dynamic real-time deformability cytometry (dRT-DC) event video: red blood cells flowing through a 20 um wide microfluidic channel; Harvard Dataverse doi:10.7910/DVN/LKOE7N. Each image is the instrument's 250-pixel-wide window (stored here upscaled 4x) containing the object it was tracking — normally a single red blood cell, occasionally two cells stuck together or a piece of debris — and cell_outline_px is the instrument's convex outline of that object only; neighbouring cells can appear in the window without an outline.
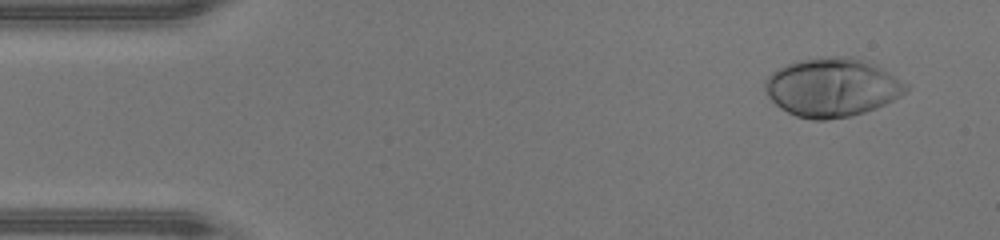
{"species": "human", "species_latin": "Homo sapiens", "temperature_condition": "warm", "stored_images_in_passage": 46, "camera_frame_rate_fps": 3000, "um_per_image_px": 0.085, "donor": {"sex": "male"}, "frame": {"image": 1, "passage_image": 3, "time_ms": 0.667, "image_size_px": [1000, 240], "cell_outline_px": [[908, 88], [900, 96], [876, 108], [864, 112], [848, 116], [824, 120], [812, 120], [796, 116], [780, 108], [768, 96], [764, 88], [764, 80], [776, 68], [800, 60], [832, 56], [852, 56], [908, 84]], "centroid_in_image_um": [70.64, 7.44], "position_along_channel_um": 14.4, "area_um2": 47.34}}
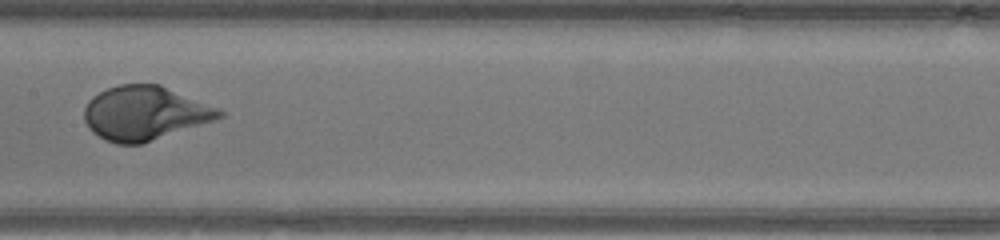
{"frame": {"image": 2, "passage_image": 23, "time_ms": 7.333, "image_size_px": [1000, 240], "cell_outline_px": [[224, 116], [140, 144], [116, 144], [104, 140], [92, 132], [88, 128], [84, 120], [84, 108], [88, 100], [92, 96], [108, 88], [120, 84], [160, 84], [220, 108], [224, 112]], "centroid_in_image_um": [12.26, 9.6], "position_along_channel_um": 195.1, "area_um2": 42.31}}
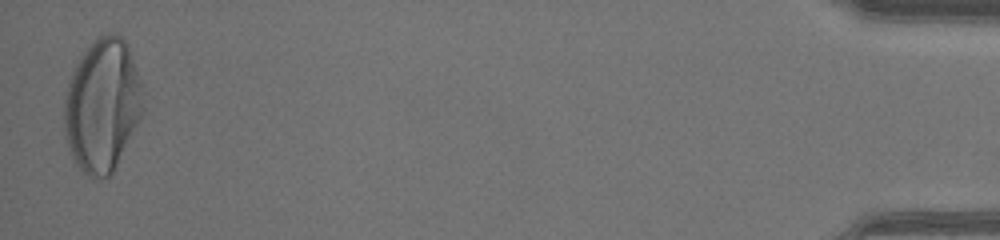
{"frame": {"image": 3, "passage_image": 46, "time_ms": 15.0, "image_size_px": [1000, 240], "cell_outline_px": [[144, 108], [112, 172], [108, 176], [88, 176], [76, 164], [72, 156], [64, 132], [64, 96], [72, 72], [76, 64], [88, 44], [96, 36], [104, 32], [116, 32], [128, 44], [144, 88]], "centroid_in_image_um": [8.7, 8.85], "position_along_channel_um": 426.5, "area_um2": 61.04}, "authors_computed_cell_mechanics": {"area_um2": 43.4078, "velocity_mm_per_s": 4.3337, "shape_relaxation_time_tau1_ms": 2.7008, "shape_relaxation_time_tau2_ms": null, "deformation_change_tau1": 0.2115, "deformation_change_tau2": null}}